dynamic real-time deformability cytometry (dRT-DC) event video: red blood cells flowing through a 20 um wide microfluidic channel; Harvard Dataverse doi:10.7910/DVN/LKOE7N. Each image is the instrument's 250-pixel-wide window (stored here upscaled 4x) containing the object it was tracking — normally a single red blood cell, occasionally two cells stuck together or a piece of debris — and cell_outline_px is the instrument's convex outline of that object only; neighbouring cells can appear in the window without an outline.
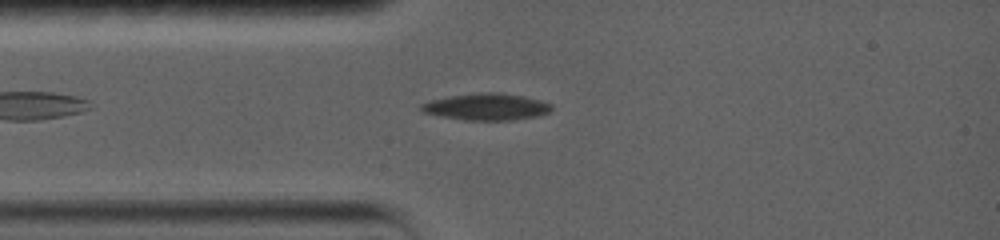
{"species": "common noctule bat (a hibernating species)", "species_latin": "Nyctalus noctula", "temperature_condition": "warm", "stored_images_in_passage": 18, "camera_frame_rate_fps": 5000, "um_per_image_px": 0.085, "animal": {"sex": "female", "body_mass_g": 19.0, "forearm_length_mm": 56.7}, "frame": {"image": 1, "passage_image": 4, "time_ms": 0.6, "image_size_px": [1000, 240], "cell_outline_px": [[552, 108], [548, 112], [536, 116], [512, 120], [464, 120], [440, 116], [424, 112], [420, 108], [420, 104], [432, 100], [448, 96], [476, 92], [500, 92], [524, 96], [540, 100], [552, 104]], "centroid_in_image_um": [41.35, 9.06], "position_along_channel_um": 43.7, "area_um2": 20.35}}
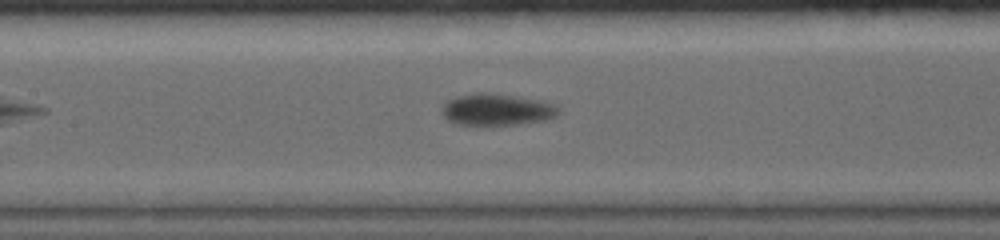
{"frame": {"image": 2, "passage_image": 13, "time_ms": 2.4, "image_size_px": [1000, 240], "cell_outline_px": [[560, 112], [556, 116], [548, 120], [516, 124], [456, 124], [448, 120], [440, 112], [444, 104], [448, 100], [456, 96], [476, 92], [492, 92], [544, 100], [556, 104], [560, 108]], "centroid_in_image_um": [42.28, 9.29], "position_along_channel_um": 165.1, "area_um2": 21.91}}
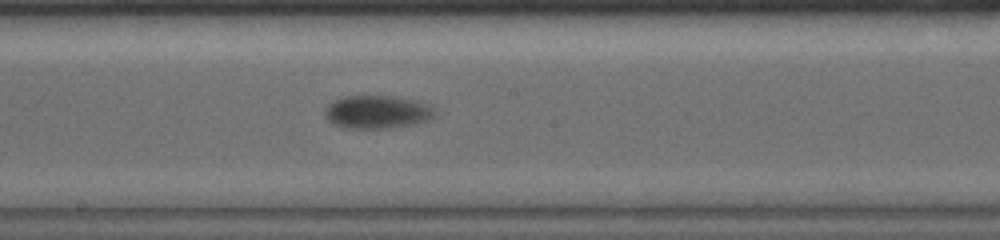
{"frame": {"image": 3, "passage_image": 17, "time_ms": 3.2, "image_size_px": [1000, 240], "cell_outline_px": [[436, 116], [428, 120], [416, 124], [392, 128], [348, 128], [332, 124], [324, 116], [324, 108], [332, 100], [344, 96], [396, 96], [416, 100], [432, 104], [436, 112]], "centroid_in_image_um": [32.09, 9.51], "position_along_channel_um": 216.1, "area_um2": 21.79}}